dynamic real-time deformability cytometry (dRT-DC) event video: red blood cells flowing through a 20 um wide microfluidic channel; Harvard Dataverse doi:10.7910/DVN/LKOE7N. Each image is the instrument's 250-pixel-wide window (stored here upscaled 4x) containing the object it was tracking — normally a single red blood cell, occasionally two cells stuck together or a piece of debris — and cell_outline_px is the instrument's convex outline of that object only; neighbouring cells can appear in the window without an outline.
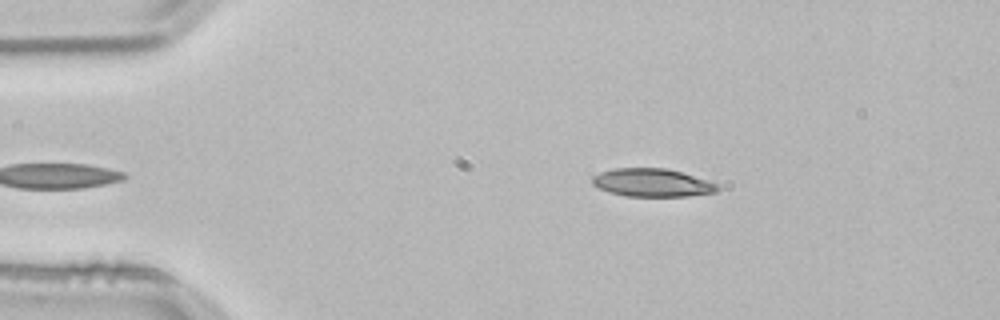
{"species": "common noctule bat (a hibernating species)", "species_latin": "Nyctalus noctula", "temperature_condition": "room temperature", "stored_images_in_passage": 38, "camera_frame_rate_fps": 3000, "um_per_image_px": 0.085, "animal": {"sex": "male", "body_mass_g": 21.5, "forearm_length_mm": 52.0}, "frame": {"image": 1, "passage_image": 2, "time_ms": 0.333, "image_size_px": [1000, 320], "cell_outline_px": [[720, 188], [716, 192], [688, 196], [628, 196], [608, 192], [592, 184], [592, 176], [600, 172], [612, 168], [668, 168], [708, 180], [720, 184]], "centroid_in_image_um": [55.45, 15.52], "position_along_channel_um": 29.5, "area_um2": 20.63}}
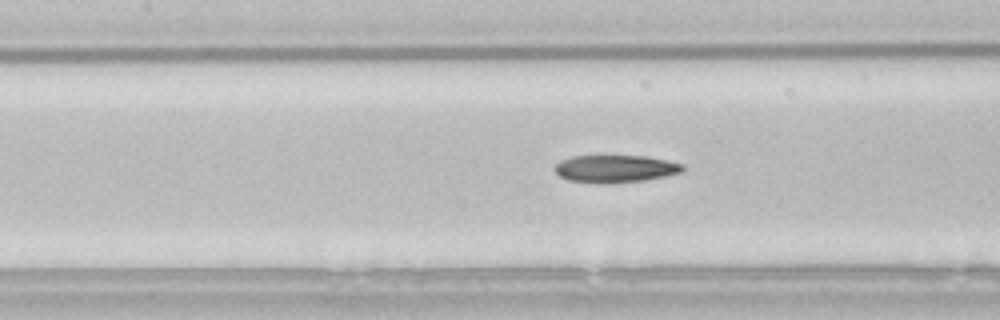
{"frame": {"image": 2, "passage_image": 16, "time_ms": 5.0, "image_size_px": [1000, 320], "cell_outline_px": [[684, 172], [644, 180], [612, 184], [596, 184], [568, 180], [560, 176], [556, 172], [556, 164], [572, 156], [644, 156], [684, 164]], "centroid_in_image_um": [52.32, 14.36], "position_along_channel_um": 155.1, "area_um2": 20.46}}
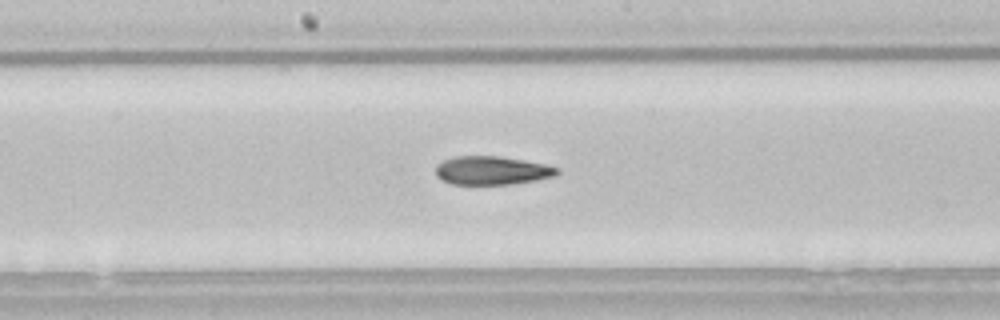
{"frame": {"image": 3, "passage_image": 20, "time_ms": 6.333, "image_size_px": [1000, 320], "cell_outline_px": [[560, 172], [552, 176], [536, 180], [512, 184], [452, 184], [440, 180], [436, 176], [436, 164], [444, 160], [456, 156], [500, 156], [524, 160], [544, 164], [560, 168]], "centroid_in_image_um": [41.79, 14.49], "position_along_channel_um": 206.4, "area_um2": 20.23}, "authors_computed_cell_mechanics": {"area_um2": 20.6346, "velocity_mm_per_s": 3.844, "shape_relaxation_time_tau1_ms": 4.7745, "shape_relaxation_time_tau2_ms": 5.7048, "deformation_change_tau1": 0.1674, "deformation_change_tau2": 0.1582}}